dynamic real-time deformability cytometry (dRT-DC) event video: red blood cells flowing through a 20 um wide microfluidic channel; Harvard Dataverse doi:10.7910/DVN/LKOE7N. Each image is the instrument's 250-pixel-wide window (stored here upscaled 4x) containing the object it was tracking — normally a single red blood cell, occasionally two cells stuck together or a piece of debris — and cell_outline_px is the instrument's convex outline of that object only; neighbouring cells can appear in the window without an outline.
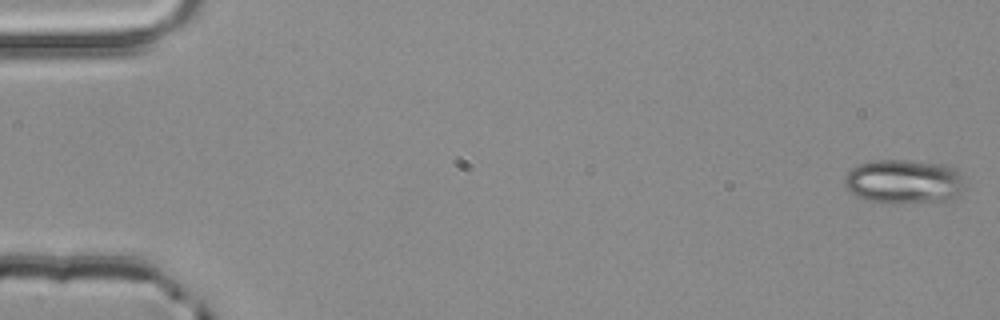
{"species": "common noctule bat (a hibernating species)", "species_latin": "Nyctalus noctula", "temperature_condition": "room temperature", "stored_images_in_passage": 3, "camera_frame_rate_fps": 3000, "um_per_image_px": 0.085, "animal": {"sex": "male", "body_mass_g": 20.4}, "frame": {"image": 1, "passage_image": 1, "time_ms": 0.0, "image_size_px": [1000, 320], "cell_outline_px": [[964, 188], [956, 196], [948, 200], [868, 200], [856, 196], [844, 184], [844, 176], [852, 168], [860, 164], [872, 160], [904, 160], [944, 164], [956, 168], [960, 176]], "centroid_in_image_um": [76.81, 15.37], "position_along_channel_um": 8.2, "area_um2": 29.77}}